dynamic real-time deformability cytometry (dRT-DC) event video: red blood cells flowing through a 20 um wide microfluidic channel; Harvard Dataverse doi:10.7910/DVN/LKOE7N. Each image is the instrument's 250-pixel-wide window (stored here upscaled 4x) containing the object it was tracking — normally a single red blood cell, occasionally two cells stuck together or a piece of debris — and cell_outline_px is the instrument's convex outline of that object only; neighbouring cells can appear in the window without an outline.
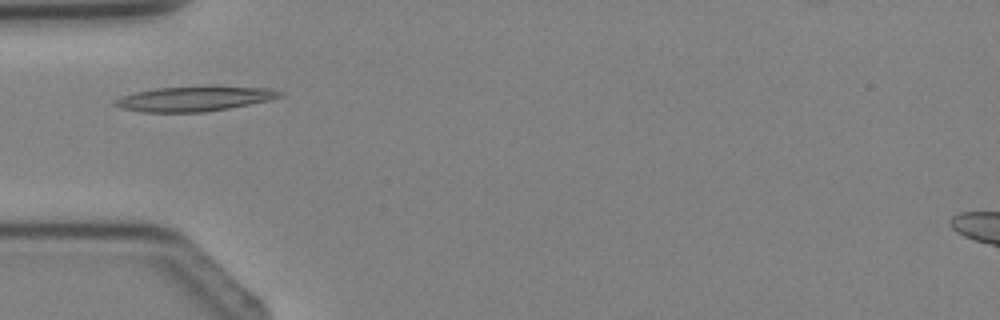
{"species": "Egyptian fruit bat (a non-hibernating species)", "species_latin": "Rousettus aegyptiacus", "temperature_condition": "cold", "stored_images_in_passage": 2, "camera_frame_rate_fps": 3000, "um_per_image_px": 0.085, "animal": {"sex": "female"}, "frame": {"image": 1, "passage_image": 2, "time_ms": 1.333, "image_size_px": [1000, 320], "cell_outline_px": [[284, 96], [272, 100], [228, 108], [204, 112], [140, 112], [120, 108], [112, 104], [112, 100], [136, 92], [156, 88], [204, 84], [208, 84], [272, 88], [284, 92]], "centroid_in_image_um": [16.6, 8.35], "position_along_channel_um": 68.4, "area_um2": 24.97}}